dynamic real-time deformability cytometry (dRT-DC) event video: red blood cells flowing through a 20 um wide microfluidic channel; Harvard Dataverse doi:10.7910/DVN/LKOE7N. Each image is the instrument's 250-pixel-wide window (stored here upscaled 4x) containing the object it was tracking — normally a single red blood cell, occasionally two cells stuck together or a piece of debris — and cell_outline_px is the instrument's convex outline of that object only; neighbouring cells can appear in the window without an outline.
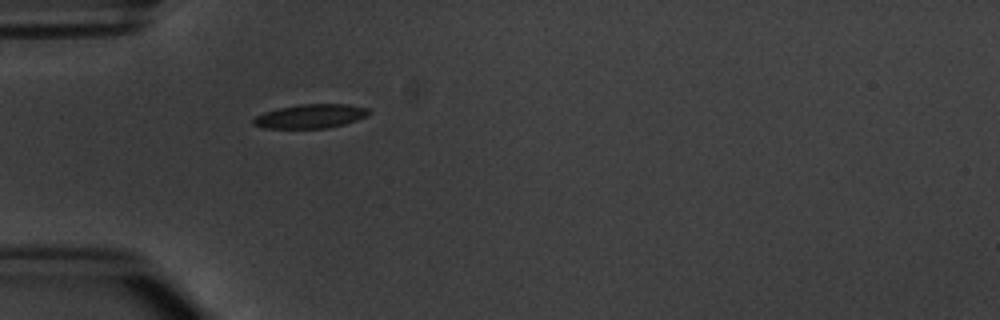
{"species": "common noctule bat (a hibernating species)", "species_latin": "Nyctalus noctula", "temperature_condition": "warm", "stored_images_in_passage": 3, "camera_frame_rate_fps": 3000, "um_per_image_px": 0.085, "animal": {"sex": "male", "body_mass_g": 20.1, "forearm_length_mm": 53.5}, "frame": {"image": 1, "passage_image": 3, "time_ms": 3.0, "image_size_px": [1000, 320], "cell_outline_px": [[372, 112], [368, 116], [344, 124], [324, 128], [260, 128], [252, 124], [252, 120], [256, 116], [264, 112], [280, 108], [300, 104], [348, 104], [368, 108]], "centroid_in_image_um": [26.4, 9.88], "position_along_channel_um": 58.6, "area_um2": 16.18}}